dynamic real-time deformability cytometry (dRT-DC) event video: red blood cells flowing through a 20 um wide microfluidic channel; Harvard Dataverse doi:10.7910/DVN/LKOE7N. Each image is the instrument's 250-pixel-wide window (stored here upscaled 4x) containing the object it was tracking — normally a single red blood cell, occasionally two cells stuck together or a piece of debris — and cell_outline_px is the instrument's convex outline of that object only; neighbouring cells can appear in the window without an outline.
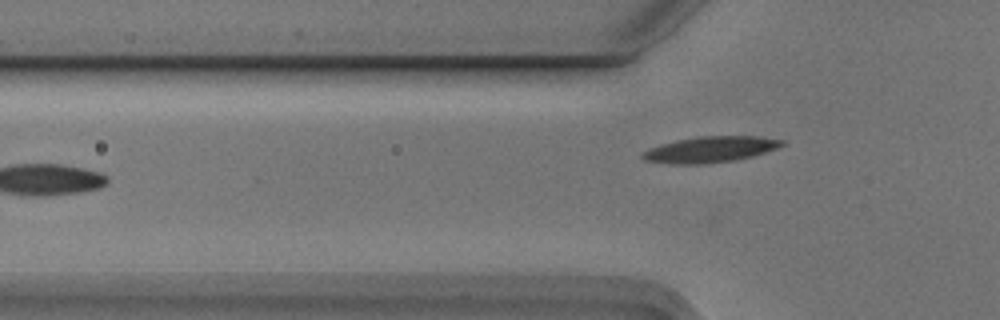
{"species": "Egyptian fruit bat (a non-hibernating species)", "species_latin": "Rousettus aegyptiacus", "temperature_condition": "cold", "stored_images_in_passage": 5, "camera_frame_rate_fps": 3000, "um_per_image_px": 0.085, "animal": {"sex": "male"}, "frame": {"image": 1, "passage_image": 5, "time_ms": 1.333, "image_size_px": [1000, 320], "cell_outline_px": [[784, 144], [776, 148], [752, 156], [732, 160], [704, 164], [672, 164], [644, 160], [640, 156], [644, 152], [652, 148], [664, 144], [680, 140], [700, 136], [756, 136], [784, 140]], "centroid_in_image_um": [60.39, 12.71], "position_along_channel_um": 65.4, "area_um2": 20.58}}